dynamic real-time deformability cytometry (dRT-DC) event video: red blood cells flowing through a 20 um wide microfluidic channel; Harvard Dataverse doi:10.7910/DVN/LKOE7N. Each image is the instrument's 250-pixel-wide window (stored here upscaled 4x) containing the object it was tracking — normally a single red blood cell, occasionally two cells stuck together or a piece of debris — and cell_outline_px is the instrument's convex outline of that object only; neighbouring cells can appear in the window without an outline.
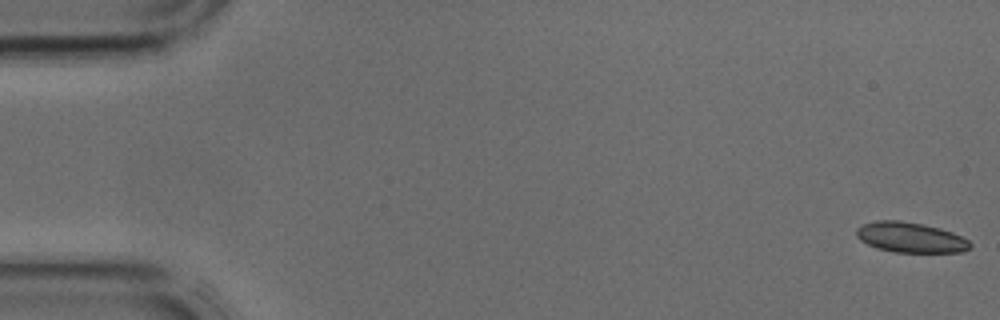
{"species": "common noctule bat (a hibernating species)", "species_latin": "Nyctalus noctula", "temperature_condition": "cold", "stored_images_in_passage": 43, "camera_frame_rate_fps": 3000, "um_per_image_px": 0.085, "animal": {"sex": "male", "body_mass_g": 17.9, "forearm_length_mm": 54.2}, "frame": {"image": 1, "passage_image": 1, "time_ms": 0.0, "image_size_px": [1000, 320], "cell_outline_px": [[972, 248], [964, 252], [892, 252], [876, 248], [860, 240], [856, 236], [856, 228], [864, 224], [876, 220], [900, 220], [924, 224], [940, 228], [952, 232], [968, 240], [972, 244]], "centroid_in_image_um": [77.4, 20.18], "position_along_channel_um": 7.6, "area_um2": 20.23}}
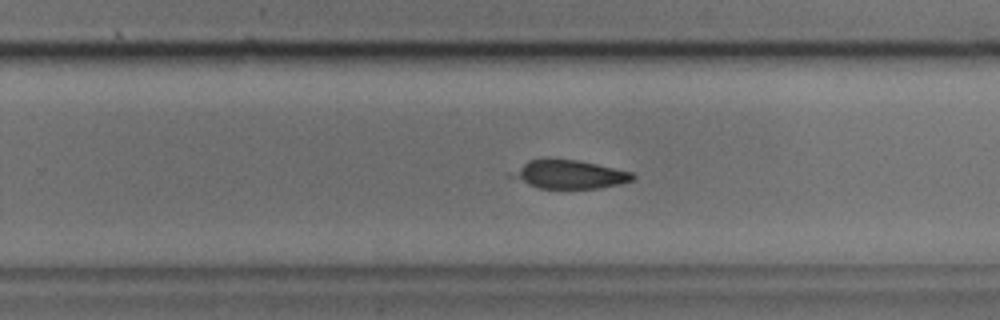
{"frame": {"image": 2, "passage_image": 27, "time_ms": 8.667, "image_size_px": [1000, 320], "cell_outline_px": [[636, 176], [632, 180], [620, 184], [600, 188], [540, 188], [528, 184], [508, 176], [508, 172], [528, 160], [544, 156], [580, 160], [632, 172]], "centroid_in_image_um": [48.31, 14.78], "position_along_channel_um": 281.5, "area_um2": 20.69}}
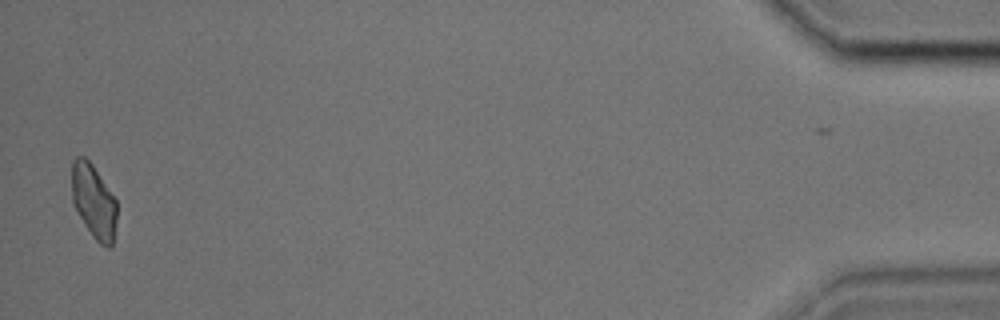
{"frame": {"image": 3, "passage_image": 42, "time_ms": 13.667, "image_size_px": [1000, 320], "cell_outline_px": [[116, 224], [112, 248], [108, 248], [100, 244], [92, 236], [84, 224], [72, 200], [72, 160], [76, 156], [84, 156], [92, 164], [116, 200]], "centroid_in_image_um": [7.97, 17.13], "position_along_channel_um": 427.2, "area_um2": 19.36}}